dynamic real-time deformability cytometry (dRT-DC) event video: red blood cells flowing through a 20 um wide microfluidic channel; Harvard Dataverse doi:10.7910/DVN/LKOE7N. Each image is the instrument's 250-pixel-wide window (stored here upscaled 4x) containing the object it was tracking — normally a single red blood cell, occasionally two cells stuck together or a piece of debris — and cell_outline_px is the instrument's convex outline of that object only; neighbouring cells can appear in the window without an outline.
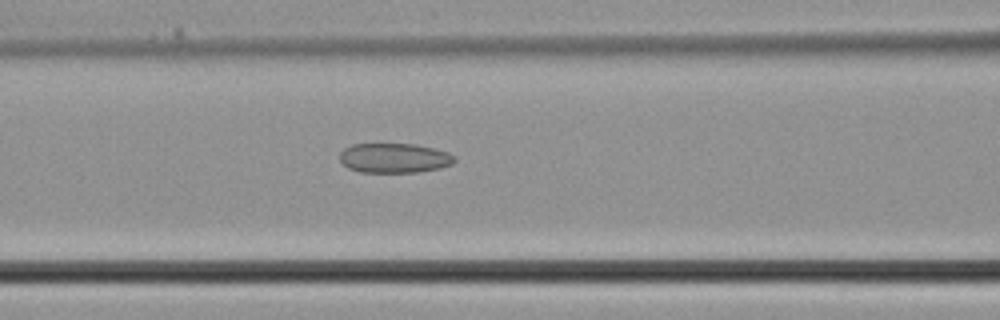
{"species": "common noctule bat (a hibernating species)", "species_latin": "Nyctalus noctula", "temperature_condition": "cold", "stored_images_in_passage": 33, "camera_frame_rate_fps": 3000, "um_per_image_px": 0.085, "animal": {"sex": "male", "body_mass_g": 21.5, "forearm_length_mm": 52.0}, "frame": {"image": 1, "passage_image": 11, "time_ms": 3.333, "image_size_px": [1000, 320], "cell_outline_px": [[456, 160], [452, 164], [440, 168], [416, 172], [360, 172], [348, 168], [340, 160], [340, 152], [344, 148], [352, 144], [416, 144], [448, 152], [456, 156]], "centroid_in_image_um": [33.52, 13.43], "position_along_channel_um": 133.1, "area_um2": 19.88}}
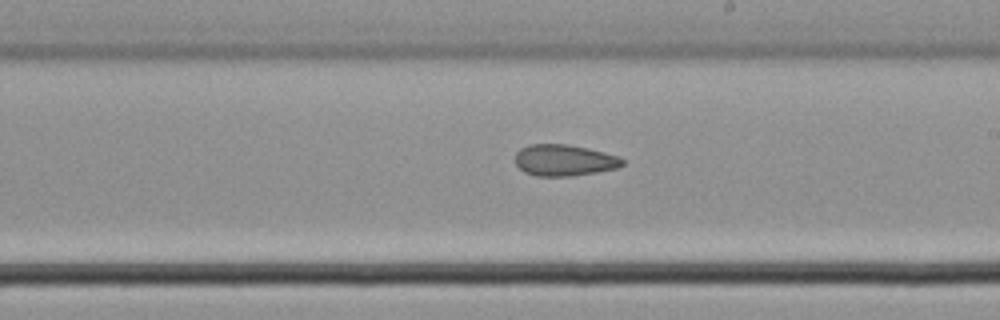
{"frame": {"image": 2, "passage_image": 17, "time_ms": 5.333, "image_size_px": [1000, 320], "cell_outline_px": [[624, 164], [616, 168], [596, 172], [572, 176], [536, 176], [524, 172], [516, 164], [516, 152], [520, 148], [528, 144], [568, 144], [588, 148], [620, 156], [624, 160]], "centroid_in_image_um": [47.96, 13.61], "position_along_channel_um": 241.0, "area_um2": 19.71}}
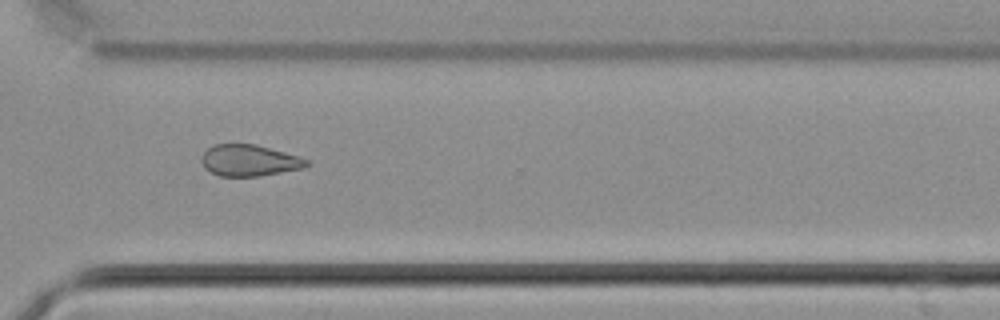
{"frame": {"image": 3, "passage_image": 23, "time_ms": 7.333, "image_size_px": [1000, 320], "cell_outline_px": [[308, 164], [304, 168], [260, 176], [220, 176], [204, 168], [200, 160], [200, 156], [212, 144], [256, 144], [300, 156], [308, 160]], "centroid_in_image_um": [21.17, 13.63], "position_along_channel_um": 349.4, "area_um2": 19.36}}